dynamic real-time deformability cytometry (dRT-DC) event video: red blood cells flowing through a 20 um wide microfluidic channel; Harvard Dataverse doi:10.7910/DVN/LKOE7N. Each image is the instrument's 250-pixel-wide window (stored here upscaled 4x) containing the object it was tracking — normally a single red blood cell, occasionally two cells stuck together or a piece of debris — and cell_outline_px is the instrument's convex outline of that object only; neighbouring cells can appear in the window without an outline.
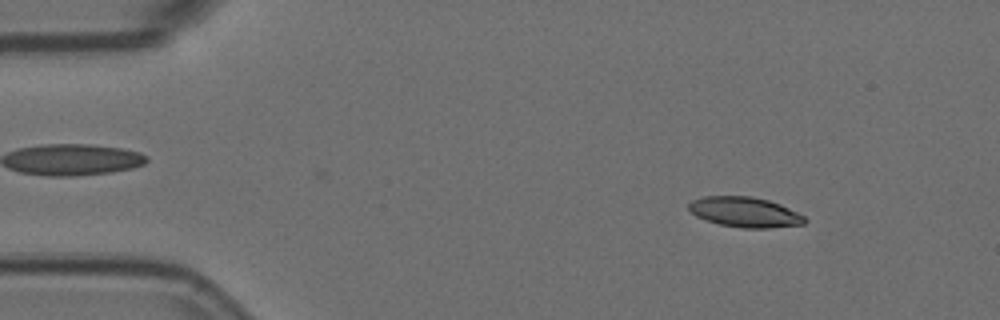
{"species": "Egyptian fruit bat (a non-hibernating species)", "species_latin": "Rousettus aegyptiacus", "temperature_condition": "room temperature", "stored_images_in_passage": 4, "camera_frame_rate_fps": 3000, "um_per_image_px": 0.085, "animal": {"sex": "female"}, "frame": {"image": 1, "passage_image": 1, "time_ms": 0.0, "image_size_px": [1000, 320], "cell_outline_px": [[808, 220], [804, 224], [768, 228], [740, 228], [720, 224], [696, 216], [688, 208], [688, 204], [692, 200], [704, 196], [752, 196], [768, 200], [780, 204], [804, 216]], "centroid_in_image_um": [63.32, 18.03], "position_along_channel_um": 21.7, "area_um2": 20.29}}